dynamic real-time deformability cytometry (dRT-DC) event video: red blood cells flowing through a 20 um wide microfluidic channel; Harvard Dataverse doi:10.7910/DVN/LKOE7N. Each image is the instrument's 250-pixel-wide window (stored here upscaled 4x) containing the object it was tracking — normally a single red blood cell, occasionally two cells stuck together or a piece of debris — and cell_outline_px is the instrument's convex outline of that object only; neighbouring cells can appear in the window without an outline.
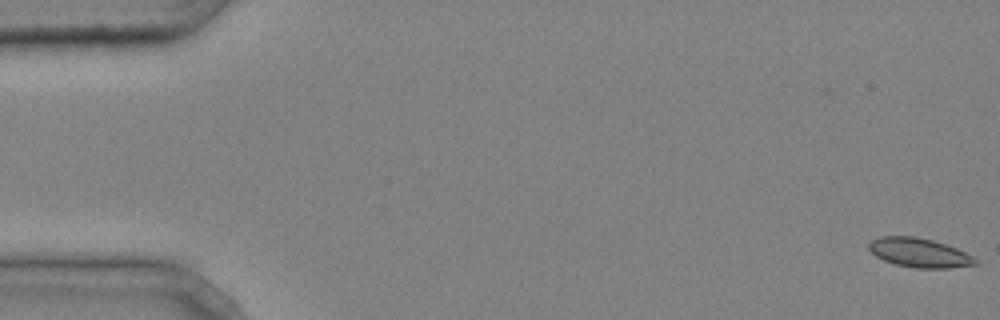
{"species": "common noctule bat (a hibernating species)", "species_latin": "Nyctalus noctula", "temperature_condition": "cold", "stored_images_in_passage": 12, "camera_frame_rate_fps": 3000, "um_per_image_px": 0.085, "animal": {"sex": "male", "body_mass_g": 20.4}, "frame": {"image": 1, "passage_image": 1, "time_ms": 0.0, "image_size_px": [1000, 320], "cell_outline_px": [[976, 264], [952, 268], [916, 268], [896, 264], [884, 260], [876, 256], [868, 248], [868, 244], [872, 240], [880, 236], [916, 236], [932, 240], [956, 248], [972, 256], [976, 260]], "centroid_in_image_um": [78.11, 21.47], "position_along_channel_um": 6.9, "area_um2": 17.92}}